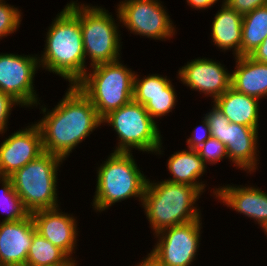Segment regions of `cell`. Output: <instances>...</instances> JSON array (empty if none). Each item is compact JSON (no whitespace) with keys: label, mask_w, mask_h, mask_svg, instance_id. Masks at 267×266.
I'll list each match as a JSON object with an SVG mask.
<instances>
[{"label":"cell","mask_w":267,"mask_h":266,"mask_svg":"<svg viewBox=\"0 0 267 266\" xmlns=\"http://www.w3.org/2000/svg\"><path fill=\"white\" fill-rule=\"evenodd\" d=\"M68 86L51 110L42 101L35 106L44 116L35 121L42 134L43 151L63 160L98 127L102 128V119L89 98L76 85Z\"/></svg>","instance_id":"cell-1"},{"label":"cell","mask_w":267,"mask_h":266,"mask_svg":"<svg viewBox=\"0 0 267 266\" xmlns=\"http://www.w3.org/2000/svg\"><path fill=\"white\" fill-rule=\"evenodd\" d=\"M71 0L52 19L45 45L38 54L40 68L76 85L85 75V52L80 25V2Z\"/></svg>","instance_id":"cell-2"},{"label":"cell","mask_w":267,"mask_h":266,"mask_svg":"<svg viewBox=\"0 0 267 266\" xmlns=\"http://www.w3.org/2000/svg\"><path fill=\"white\" fill-rule=\"evenodd\" d=\"M148 177L141 207L153 235L161 230L202 219L197 202L202 193L194 186Z\"/></svg>","instance_id":"cell-3"},{"label":"cell","mask_w":267,"mask_h":266,"mask_svg":"<svg viewBox=\"0 0 267 266\" xmlns=\"http://www.w3.org/2000/svg\"><path fill=\"white\" fill-rule=\"evenodd\" d=\"M132 152H112L96 167V188L91 202L93 210L103 212L130 198L141 206L147 175L141 171Z\"/></svg>","instance_id":"cell-4"},{"label":"cell","mask_w":267,"mask_h":266,"mask_svg":"<svg viewBox=\"0 0 267 266\" xmlns=\"http://www.w3.org/2000/svg\"><path fill=\"white\" fill-rule=\"evenodd\" d=\"M135 73L119 59L89 68L76 86L103 119L133 99Z\"/></svg>","instance_id":"cell-5"},{"label":"cell","mask_w":267,"mask_h":266,"mask_svg":"<svg viewBox=\"0 0 267 266\" xmlns=\"http://www.w3.org/2000/svg\"><path fill=\"white\" fill-rule=\"evenodd\" d=\"M64 161L57 155L43 152L9 176L23 206L30 214L61 207L56 187L59 167Z\"/></svg>","instance_id":"cell-6"},{"label":"cell","mask_w":267,"mask_h":266,"mask_svg":"<svg viewBox=\"0 0 267 266\" xmlns=\"http://www.w3.org/2000/svg\"><path fill=\"white\" fill-rule=\"evenodd\" d=\"M157 123L150 117L144 105L133 99L102 119V125H109L117 135L118 142L113 152H133L135 149L162 157L165 149Z\"/></svg>","instance_id":"cell-7"},{"label":"cell","mask_w":267,"mask_h":266,"mask_svg":"<svg viewBox=\"0 0 267 266\" xmlns=\"http://www.w3.org/2000/svg\"><path fill=\"white\" fill-rule=\"evenodd\" d=\"M116 19L106 8L80 2V25L85 52V73L96 65L119 60L122 55L120 17ZM118 20V21H117ZM117 22V23H116ZM120 24V25H119ZM88 57V58H87ZM90 58V59H89ZM89 61V68L87 63Z\"/></svg>","instance_id":"cell-8"},{"label":"cell","mask_w":267,"mask_h":266,"mask_svg":"<svg viewBox=\"0 0 267 266\" xmlns=\"http://www.w3.org/2000/svg\"><path fill=\"white\" fill-rule=\"evenodd\" d=\"M212 109L204 115L209 125L211 136L226 146L228 161L233 167L249 175L258 170L259 128L230 123L223 112L211 101Z\"/></svg>","instance_id":"cell-9"},{"label":"cell","mask_w":267,"mask_h":266,"mask_svg":"<svg viewBox=\"0 0 267 266\" xmlns=\"http://www.w3.org/2000/svg\"><path fill=\"white\" fill-rule=\"evenodd\" d=\"M163 4L161 0H120L116 9L121 27L150 40L172 39L177 28Z\"/></svg>","instance_id":"cell-10"},{"label":"cell","mask_w":267,"mask_h":266,"mask_svg":"<svg viewBox=\"0 0 267 266\" xmlns=\"http://www.w3.org/2000/svg\"><path fill=\"white\" fill-rule=\"evenodd\" d=\"M202 219L168 227L154 234L150 253L164 266H191L201 245Z\"/></svg>","instance_id":"cell-11"},{"label":"cell","mask_w":267,"mask_h":266,"mask_svg":"<svg viewBox=\"0 0 267 266\" xmlns=\"http://www.w3.org/2000/svg\"><path fill=\"white\" fill-rule=\"evenodd\" d=\"M39 69L38 54L0 53V91L33 109L41 101L34 87Z\"/></svg>","instance_id":"cell-12"},{"label":"cell","mask_w":267,"mask_h":266,"mask_svg":"<svg viewBox=\"0 0 267 266\" xmlns=\"http://www.w3.org/2000/svg\"><path fill=\"white\" fill-rule=\"evenodd\" d=\"M176 77L191 91L213 101L231 87V72L222 62L212 58L197 57L188 61L179 68Z\"/></svg>","instance_id":"cell-13"},{"label":"cell","mask_w":267,"mask_h":266,"mask_svg":"<svg viewBox=\"0 0 267 266\" xmlns=\"http://www.w3.org/2000/svg\"><path fill=\"white\" fill-rule=\"evenodd\" d=\"M43 152L42 134L35 121L19 128L0 143V177H9Z\"/></svg>","instance_id":"cell-14"},{"label":"cell","mask_w":267,"mask_h":266,"mask_svg":"<svg viewBox=\"0 0 267 266\" xmlns=\"http://www.w3.org/2000/svg\"><path fill=\"white\" fill-rule=\"evenodd\" d=\"M60 208L38 210L32 212L31 216L37 233L63 250L78 265V261L73 255L78 249L77 241H79L78 236L80 235L78 234L79 227L77 226L79 223L73 213L68 214V212H63Z\"/></svg>","instance_id":"cell-15"},{"label":"cell","mask_w":267,"mask_h":266,"mask_svg":"<svg viewBox=\"0 0 267 266\" xmlns=\"http://www.w3.org/2000/svg\"><path fill=\"white\" fill-rule=\"evenodd\" d=\"M246 185H219L210 190V195L262 228L267 223V192L257 185Z\"/></svg>","instance_id":"cell-16"},{"label":"cell","mask_w":267,"mask_h":266,"mask_svg":"<svg viewBox=\"0 0 267 266\" xmlns=\"http://www.w3.org/2000/svg\"><path fill=\"white\" fill-rule=\"evenodd\" d=\"M36 232L31 214L17 221L0 220V266H25Z\"/></svg>","instance_id":"cell-17"},{"label":"cell","mask_w":267,"mask_h":266,"mask_svg":"<svg viewBox=\"0 0 267 266\" xmlns=\"http://www.w3.org/2000/svg\"><path fill=\"white\" fill-rule=\"evenodd\" d=\"M220 9L213 18L211 25V43L216 45L220 52H230L233 58L241 56L242 23L243 16L226 4V0L220 1Z\"/></svg>","instance_id":"cell-18"},{"label":"cell","mask_w":267,"mask_h":266,"mask_svg":"<svg viewBox=\"0 0 267 266\" xmlns=\"http://www.w3.org/2000/svg\"><path fill=\"white\" fill-rule=\"evenodd\" d=\"M235 59L231 71V87L258 100L267 99V64L254 61L249 56Z\"/></svg>","instance_id":"cell-19"},{"label":"cell","mask_w":267,"mask_h":266,"mask_svg":"<svg viewBox=\"0 0 267 266\" xmlns=\"http://www.w3.org/2000/svg\"><path fill=\"white\" fill-rule=\"evenodd\" d=\"M166 161L167 171L170 172L171 177L165 180L194 186L202 194L205 193L207 181H202L200 178L206 174L207 165L196 150L187 148L182 149V151H175Z\"/></svg>","instance_id":"cell-20"},{"label":"cell","mask_w":267,"mask_h":266,"mask_svg":"<svg viewBox=\"0 0 267 266\" xmlns=\"http://www.w3.org/2000/svg\"><path fill=\"white\" fill-rule=\"evenodd\" d=\"M259 101L230 87L212 103L223 112L230 123L259 128Z\"/></svg>","instance_id":"cell-21"},{"label":"cell","mask_w":267,"mask_h":266,"mask_svg":"<svg viewBox=\"0 0 267 266\" xmlns=\"http://www.w3.org/2000/svg\"><path fill=\"white\" fill-rule=\"evenodd\" d=\"M25 266H78L63 250L35 233Z\"/></svg>","instance_id":"cell-22"},{"label":"cell","mask_w":267,"mask_h":266,"mask_svg":"<svg viewBox=\"0 0 267 266\" xmlns=\"http://www.w3.org/2000/svg\"><path fill=\"white\" fill-rule=\"evenodd\" d=\"M267 37V5L243 16L241 56H249Z\"/></svg>","instance_id":"cell-23"},{"label":"cell","mask_w":267,"mask_h":266,"mask_svg":"<svg viewBox=\"0 0 267 266\" xmlns=\"http://www.w3.org/2000/svg\"><path fill=\"white\" fill-rule=\"evenodd\" d=\"M142 77L135 73L133 88L135 102L145 105V94L177 93L174 83L167 76L154 73Z\"/></svg>","instance_id":"cell-24"},{"label":"cell","mask_w":267,"mask_h":266,"mask_svg":"<svg viewBox=\"0 0 267 266\" xmlns=\"http://www.w3.org/2000/svg\"><path fill=\"white\" fill-rule=\"evenodd\" d=\"M0 210L5 216L2 222L17 221L26 218L30 213L25 209L22 200L16 193L9 177H0Z\"/></svg>","instance_id":"cell-25"},{"label":"cell","mask_w":267,"mask_h":266,"mask_svg":"<svg viewBox=\"0 0 267 266\" xmlns=\"http://www.w3.org/2000/svg\"><path fill=\"white\" fill-rule=\"evenodd\" d=\"M177 95V93L145 94L144 107L154 121H158V118L161 120L176 109Z\"/></svg>","instance_id":"cell-26"},{"label":"cell","mask_w":267,"mask_h":266,"mask_svg":"<svg viewBox=\"0 0 267 266\" xmlns=\"http://www.w3.org/2000/svg\"><path fill=\"white\" fill-rule=\"evenodd\" d=\"M0 0V40L16 33L22 23V10Z\"/></svg>","instance_id":"cell-27"},{"label":"cell","mask_w":267,"mask_h":266,"mask_svg":"<svg viewBox=\"0 0 267 266\" xmlns=\"http://www.w3.org/2000/svg\"><path fill=\"white\" fill-rule=\"evenodd\" d=\"M196 151L207 167L208 165H216L224 159L228 160L226 146L212 136Z\"/></svg>","instance_id":"cell-28"},{"label":"cell","mask_w":267,"mask_h":266,"mask_svg":"<svg viewBox=\"0 0 267 266\" xmlns=\"http://www.w3.org/2000/svg\"><path fill=\"white\" fill-rule=\"evenodd\" d=\"M16 106L22 107L12 96L0 91V136L7 132L11 113Z\"/></svg>","instance_id":"cell-29"},{"label":"cell","mask_w":267,"mask_h":266,"mask_svg":"<svg viewBox=\"0 0 267 266\" xmlns=\"http://www.w3.org/2000/svg\"><path fill=\"white\" fill-rule=\"evenodd\" d=\"M200 123L202 125L200 124L195 126L192 133H190L191 135L186 138V145L188 149L196 150L211 137V131L204 116L202 117Z\"/></svg>","instance_id":"cell-30"},{"label":"cell","mask_w":267,"mask_h":266,"mask_svg":"<svg viewBox=\"0 0 267 266\" xmlns=\"http://www.w3.org/2000/svg\"><path fill=\"white\" fill-rule=\"evenodd\" d=\"M226 4L244 16L258 7L267 5V0H226Z\"/></svg>","instance_id":"cell-31"},{"label":"cell","mask_w":267,"mask_h":266,"mask_svg":"<svg viewBox=\"0 0 267 266\" xmlns=\"http://www.w3.org/2000/svg\"><path fill=\"white\" fill-rule=\"evenodd\" d=\"M249 57L259 63L267 64V37L264 41L252 52Z\"/></svg>","instance_id":"cell-32"},{"label":"cell","mask_w":267,"mask_h":266,"mask_svg":"<svg viewBox=\"0 0 267 266\" xmlns=\"http://www.w3.org/2000/svg\"><path fill=\"white\" fill-rule=\"evenodd\" d=\"M219 0H186L188 6L194 10H207L216 5Z\"/></svg>","instance_id":"cell-33"},{"label":"cell","mask_w":267,"mask_h":266,"mask_svg":"<svg viewBox=\"0 0 267 266\" xmlns=\"http://www.w3.org/2000/svg\"><path fill=\"white\" fill-rule=\"evenodd\" d=\"M143 259L136 263L134 266H164L157 258H155L150 252L145 255ZM133 266V264H132Z\"/></svg>","instance_id":"cell-34"},{"label":"cell","mask_w":267,"mask_h":266,"mask_svg":"<svg viewBox=\"0 0 267 266\" xmlns=\"http://www.w3.org/2000/svg\"><path fill=\"white\" fill-rule=\"evenodd\" d=\"M261 229L263 230V232L265 233V235H267V223Z\"/></svg>","instance_id":"cell-35"}]
</instances>
